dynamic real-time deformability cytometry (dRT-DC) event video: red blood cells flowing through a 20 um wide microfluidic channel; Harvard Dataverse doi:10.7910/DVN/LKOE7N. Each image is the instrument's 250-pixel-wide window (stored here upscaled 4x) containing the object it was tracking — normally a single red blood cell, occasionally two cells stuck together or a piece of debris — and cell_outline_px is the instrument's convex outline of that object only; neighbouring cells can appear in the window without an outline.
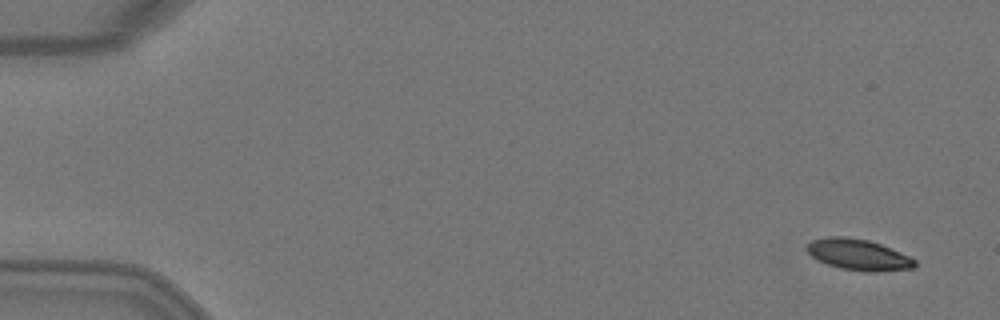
{"species": "Egyptian fruit bat (a non-hibernating species)", "species_latin": "Rousettus aegyptiacus", "temperature_condition": "warm", "stored_images_in_passage": 5, "camera_frame_rate_fps": 3000, "um_per_image_px": 0.085, "animal": {"sex": "female"}, "frame": {"image": 1, "passage_image": 1, "time_ms": 0.0, "image_size_px": [1000, 320], "cell_outline_px": [[916, 264], [912, 268], [876, 272], [868, 272], [840, 268], [816, 260], [804, 248], [812, 240], [828, 236], [844, 236], [868, 240], [880, 244], [900, 252], [916, 260]], "centroid_in_image_um": [72.93, 21.64], "position_along_channel_um": 12.1, "area_um2": 19.48}}